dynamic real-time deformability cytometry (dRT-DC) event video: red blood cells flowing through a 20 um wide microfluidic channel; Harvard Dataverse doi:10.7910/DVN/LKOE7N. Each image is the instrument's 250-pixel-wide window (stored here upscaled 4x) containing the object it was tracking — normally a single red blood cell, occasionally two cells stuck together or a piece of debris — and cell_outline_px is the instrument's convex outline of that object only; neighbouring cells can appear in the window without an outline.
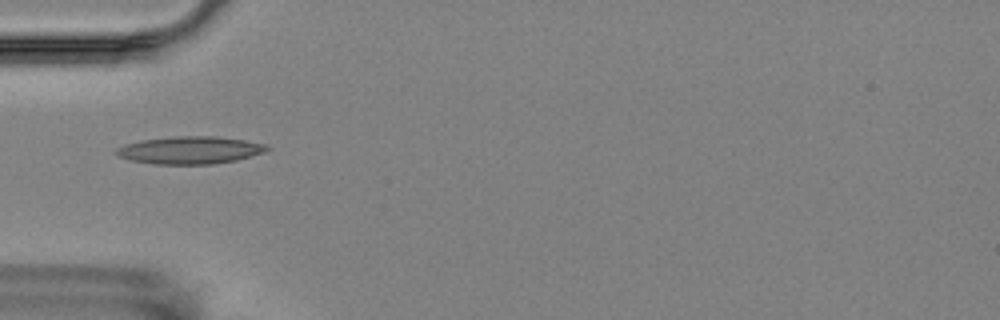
{"species": "Egyptian fruit bat (a non-hibernating species)", "species_latin": "Rousettus aegyptiacus", "temperature_condition": "room temperature", "stored_images_in_passage": 7, "camera_frame_rate_fps": 3000, "um_per_image_px": 0.085, "animal": {"sex": "female"}, "frame": {"image": 1, "passage_image": 2, "time_ms": 1.333, "image_size_px": [1000, 320], "cell_outline_px": [[272, 148], [264, 152], [236, 160], [212, 164], [156, 164], [132, 160], [120, 156], [116, 152], [116, 148], [124, 144], [144, 140], [172, 136], [216, 136], [244, 140], [268, 144]], "centroid_in_image_um": [16.2, 12.75], "position_along_channel_um": 68.8, "area_um2": 24.04}}
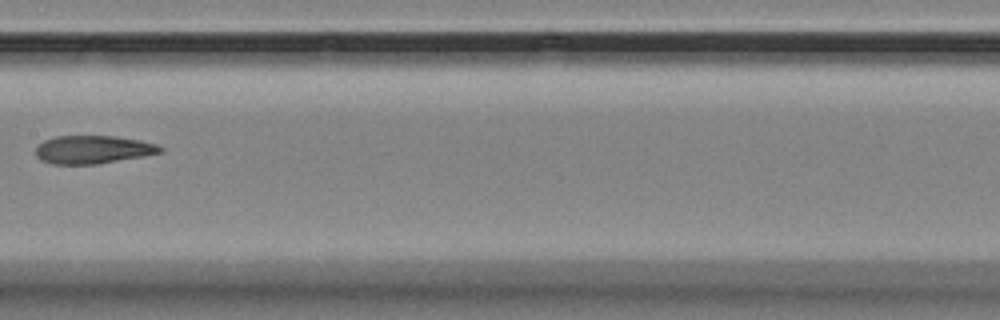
{"frame": {"image": 2, "passage_image": 5, "time_ms": 5.0, "image_size_px": [1000, 320], "cell_outline_px": [[164, 152], [144, 156], [96, 164], [52, 164], [40, 160], [36, 156], [36, 148], [44, 140], [56, 136], [116, 136], [140, 140], [156, 144], [164, 148]], "centroid_in_image_um": [7.92, 12.71], "position_along_channel_um": 199.5, "area_um2": 20.46}}
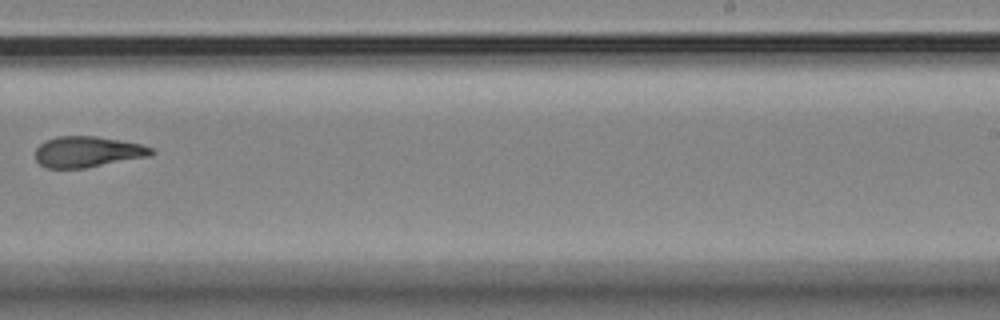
{"frame": {"image": 3, "passage_image": 7, "time_ms": 7.333, "image_size_px": [1000, 320], "cell_outline_px": [[156, 152], [148, 156], [84, 168], [44, 168], [36, 160], [36, 148], [44, 140], [56, 136], [96, 136], [120, 140], [140, 144], [152, 148]], "centroid_in_image_um": [7.4, 12.89], "position_along_channel_um": 281.6, "area_um2": 20.81}}